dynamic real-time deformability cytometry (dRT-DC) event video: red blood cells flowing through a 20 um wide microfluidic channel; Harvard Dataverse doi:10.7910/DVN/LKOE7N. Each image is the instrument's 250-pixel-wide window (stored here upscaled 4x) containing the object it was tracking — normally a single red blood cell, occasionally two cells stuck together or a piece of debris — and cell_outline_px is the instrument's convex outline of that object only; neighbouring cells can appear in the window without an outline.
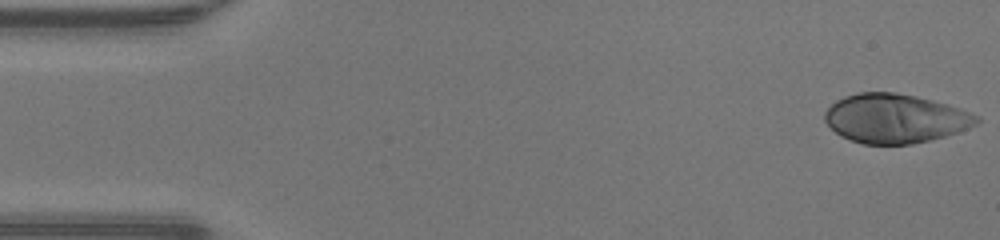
{"species": "human", "species_latin": "Homo sapiens", "temperature_condition": "warm", "stored_images_in_passage": 47, "camera_frame_rate_fps": 3000, "um_per_image_px": 0.085, "donor": {"sex": "male"}, "frame": {"image": 1, "passage_image": 1, "time_ms": 0.0, "image_size_px": [1000, 240], "cell_outline_px": [[980, 120], [976, 124], [968, 128], [944, 136], [912, 144], [864, 144], [840, 136], [824, 120], [824, 112], [836, 100], [844, 96], [860, 92], [896, 92], [916, 96], [948, 104], [960, 108], [980, 116]], "centroid_in_image_um": [76.09, 10.06], "position_along_channel_um": 8.9, "area_um2": 43.35}}
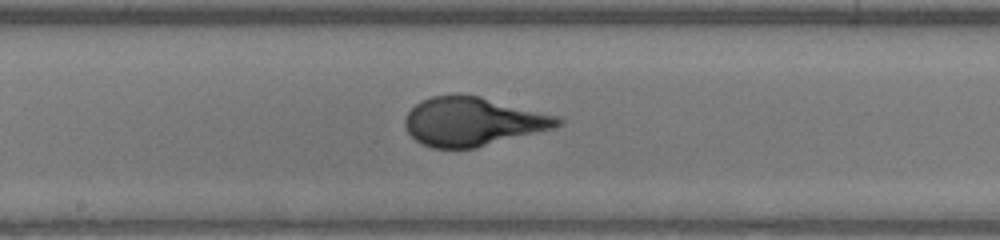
{"frame": {"image": 2, "passage_image": 24, "time_ms": 7.667, "image_size_px": [1000, 240], "cell_outline_px": [[564, 124], [556, 128], [476, 148], [432, 148], [420, 144], [408, 132], [404, 124], [404, 120], [408, 112], [420, 100], [432, 96], [480, 96], [556, 116], [564, 120]], "centroid_in_image_um": [40.2, 10.36], "position_along_channel_um": 208.0, "area_um2": 43.06}}
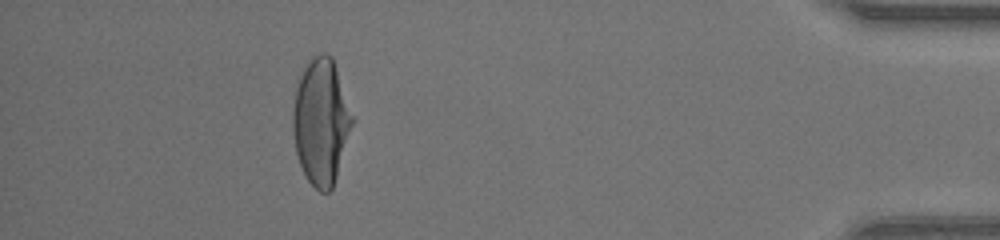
{"frame": {"image": 3, "passage_image": 42, "time_ms": 13.667, "image_size_px": [1000, 240], "cell_outline_px": [[356, 120], [332, 188], [328, 192], [320, 192], [308, 180], [300, 164], [296, 152], [292, 132], [292, 112], [296, 88], [300, 76], [304, 68], [320, 52], [324, 52], [332, 56]], "centroid_in_image_um": [27.32, 10.33], "position_along_channel_um": 407.9, "area_um2": 43.87}, "authors_computed_cell_mechanics": {"area_um2": 42.9454, "velocity_mm_per_s": 4.3453, "shape_relaxation_time_tau1_ms": 4.2228, "shape_relaxation_time_tau2_ms": null, "deformation_change_tau1": 0.2582, "deformation_change_tau2": null}}